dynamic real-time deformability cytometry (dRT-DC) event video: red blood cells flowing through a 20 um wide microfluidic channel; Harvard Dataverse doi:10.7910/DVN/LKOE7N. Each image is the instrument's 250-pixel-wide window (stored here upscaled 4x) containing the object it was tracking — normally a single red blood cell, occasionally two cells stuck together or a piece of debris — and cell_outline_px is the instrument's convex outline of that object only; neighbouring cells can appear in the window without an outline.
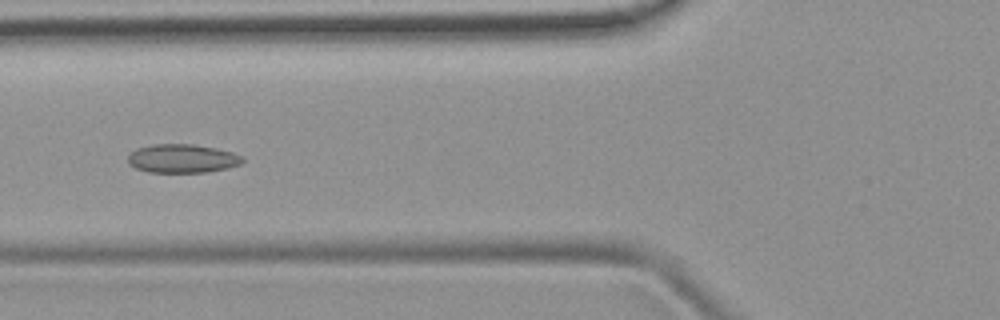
{"species": "common noctule bat (a hibernating species)", "species_latin": "Nyctalus noctula", "temperature_condition": "room temperature", "stored_images_in_passage": 5, "camera_frame_rate_fps": 3000, "um_per_image_px": 0.085, "animal": {"sex": "female", "body_mass_g": 19.9}, "frame": {"image": 1, "passage_image": 5, "time_ms": 5.333, "image_size_px": [1000, 320], "cell_outline_px": [[244, 160], [240, 164], [228, 168], [208, 172], [148, 172], [136, 168], [128, 164], [128, 156], [136, 148], [152, 144], [192, 144], [216, 148], [232, 152], [244, 156]], "centroid_in_image_um": [15.5, 13.47], "position_along_channel_um": 110.3, "area_um2": 19.25}}